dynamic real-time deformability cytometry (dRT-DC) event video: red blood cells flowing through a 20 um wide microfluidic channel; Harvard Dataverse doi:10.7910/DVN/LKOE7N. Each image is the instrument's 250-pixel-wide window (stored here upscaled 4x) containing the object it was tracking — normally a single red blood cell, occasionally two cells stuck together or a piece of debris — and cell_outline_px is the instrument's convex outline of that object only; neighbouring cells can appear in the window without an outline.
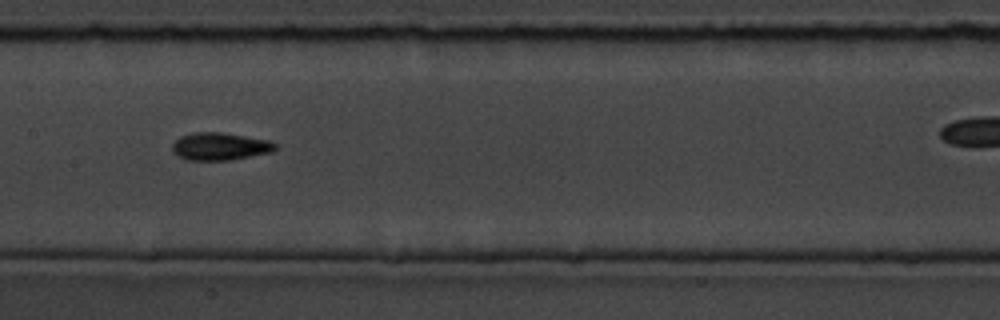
{"species": "common noctule bat (a hibernating species)", "species_latin": "Nyctalus noctula", "temperature_condition": "room temperature", "stored_images_in_passage": 15, "camera_frame_rate_fps": 3000, "um_per_image_px": 0.085, "animal": {"sex": "male", "body_mass_g": 19.5, "forearm_length_mm": 54.6}, "frame": {"image": 1, "passage_image": 7, "time_ms": 6.667, "image_size_px": [1000, 320], "cell_outline_px": [[276, 148], [272, 152], [232, 160], [184, 160], [172, 152], [172, 144], [180, 136], [196, 132], [220, 132], [268, 140], [276, 144]], "centroid_in_image_um": [18.66, 12.45], "position_along_channel_um": 188.7, "area_um2": 16.59}}
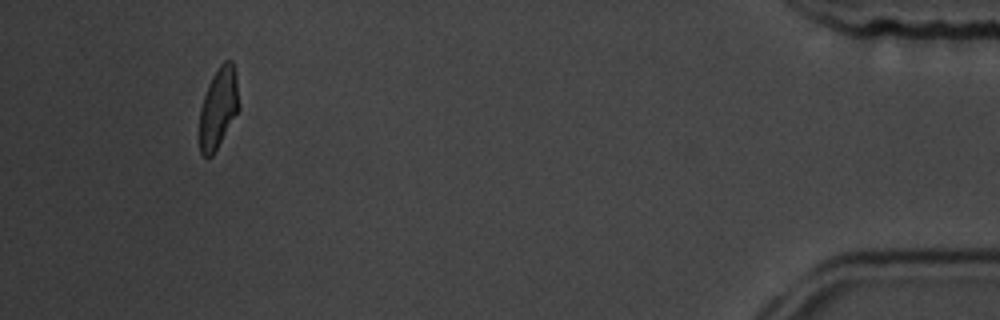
{"frame": {"image": 2, "passage_image": 15, "time_ms": 16.667, "image_size_px": [1000, 320], "cell_outline_px": [[240, 108], [212, 156], [204, 156], [200, 152], [200, 108], [208, 84], [212, 76], [220, 64], [224, 60], [232, 60], [236, 72]], "centroid_in_image_um": [18.58, 9.12], "position_along_channel_um": 416.6, "area_um2": 18.5}, "authors_computed_cell_mechanics": {"area_um2": 16.473, "velocity_mm_per_s": 3.6482, "shape_relaxation_time_tau1_ms": 2.2298, "shape_relaxation_time_tau2_ms": 1.6894, "deformation_change_tau1": 0.1006, "deformation_change_tau2": 0.0689}}